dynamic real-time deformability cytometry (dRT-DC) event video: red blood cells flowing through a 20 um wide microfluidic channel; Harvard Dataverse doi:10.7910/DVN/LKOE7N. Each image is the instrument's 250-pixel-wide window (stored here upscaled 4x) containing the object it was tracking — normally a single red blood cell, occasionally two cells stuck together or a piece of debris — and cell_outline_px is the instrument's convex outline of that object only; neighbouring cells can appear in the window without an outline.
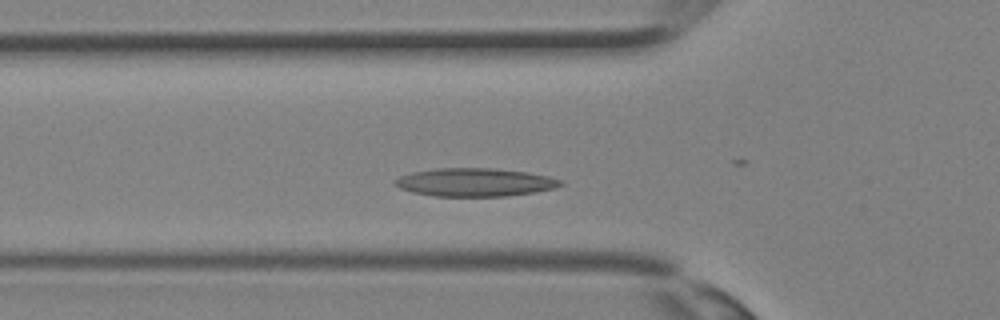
{"species": "Egyptian fruit bat (a non-hibernating species)", "species_latin": "Rousettus aegyptiacus", "temperature_condition": "room temperature", "stored_images_in_passage": 31, "camera_frame_rate_fps": 3000, "um_per_image_px": 0.085, "animal": {"sex": "female"}, "frame": {"image": 1, "passage_image": 7, "time_ms": 2.0, "image_size_px": [1000, 320], "cell_outline_px": [[564, 184], [556, 188], [536, 192], [508, 196], [436, 196], [412, 192], [400, 188], [392, 180], [400, 176], [412, 172], [436, 168], [492, 168], [524, 172], [548, 176], [560, 180]], "centroid_in_image_um": [40.36, 15.49], "position_along_channel_um": 85.4, "area_um2": 27.17}}
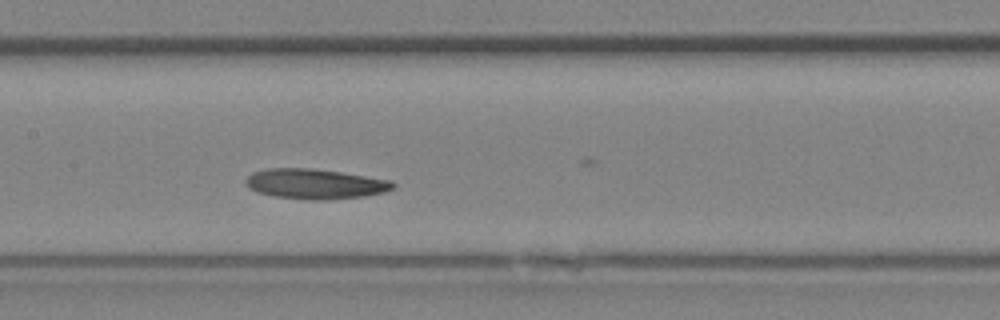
{"frame": {"image": 2, "passage_image": 12, "time_ms": 3.667, "image_size_px": [1000, 320], "cell_outline_px": [[396, 184], [392, 188], [384, 192], [364, 196], [324, 200], [308, 200], [276, 196], [256, 192], [248, 188], [244, 184], [244, 180], [252, 172], [268, 168], [312, 168], [340, 172], [388, 180]], "centroid_in_image_um": [26.7, 15.63], "position_along_channel_um": 180.7, "area_um2": 25.72}}
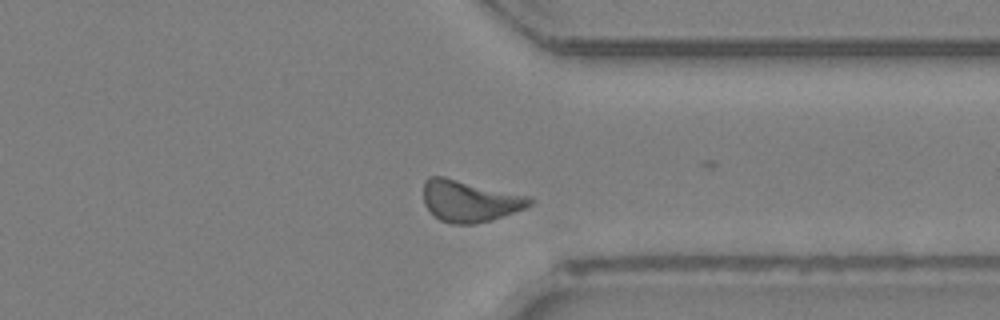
{"frame": {"image": 3, "passage_image": 22, "time_ms": 7.0, "image_size_px": [1000, 320], "cell_outline_px": [[536, 200], [532, 204], [524, 208], [492, 220], [476, 224], [452, 224], [440, 220], [424, 204], [424, 180], [428, 176], [444, 176], [532, 196]], "centroid_in_image_um": [39.96, 17.07], "position_along_channel_um": 371.4, "area_um2": 26.01}}